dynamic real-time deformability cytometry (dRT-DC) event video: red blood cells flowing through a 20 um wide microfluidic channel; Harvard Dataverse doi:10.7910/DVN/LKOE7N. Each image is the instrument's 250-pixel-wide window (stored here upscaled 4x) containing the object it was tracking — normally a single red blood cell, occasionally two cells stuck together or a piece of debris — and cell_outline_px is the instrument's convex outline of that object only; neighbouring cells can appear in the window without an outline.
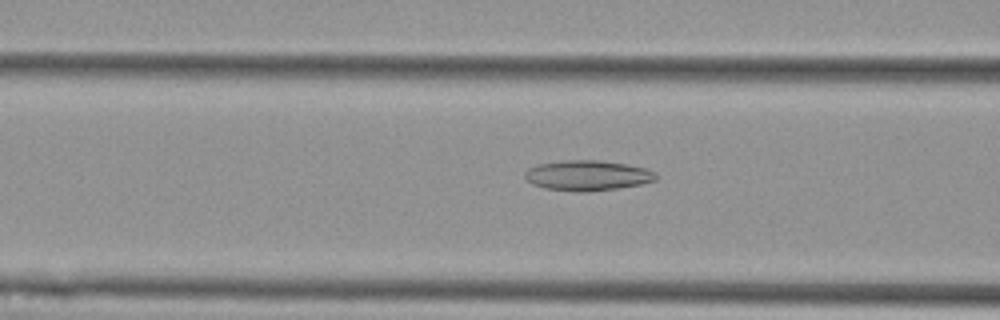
{"species": "Egyptian fruit bat (a non-hibernating species)", "species_latin": "Rousettus aegyptiacus", "temperature_condition": "cold", "stored_images_in_passage": 33, "camera_frame_rate_fps": 3000, "um_per_image_px": 0.085, "animal": {"sex": "female"}, "frame": {"image": 1, "passage_image": 7, "time_ms": 2.0, "image_size_px": [1000, 320], "cell_outline_px": [[656, 180], [644, 184], [588, 192], [576, 192], [544, 188], [532, 184], [524, 176], [524, 172], [528, 168], [536, 164], [564, 160], [600, 160], [628, 164], [648, 168], [656, 172]], "centroid_in_image_um": [49.95, 14.91], "position_along_channel_um": 116.7, "area_um2": 23.47}}
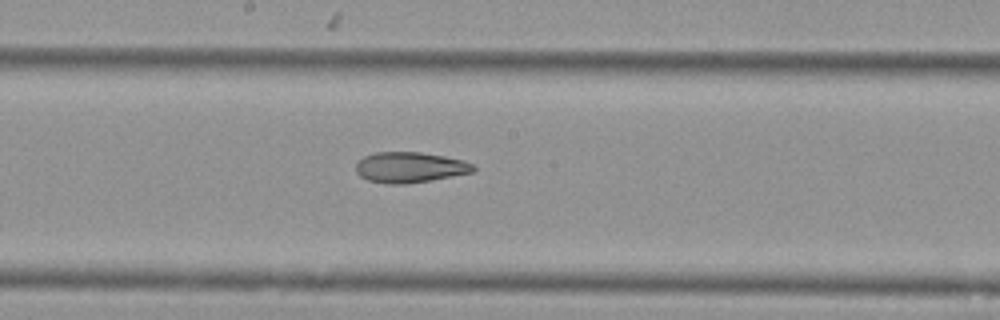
{"frame": {"image": 2, "passage_image": 15, "time_ms": 4.667, "image_size_px": [1000, 320], "cell_outline_px": [[476, 168], [472, 172], [452, 176], [404, 184], [388, 184], [368, 180], [360, 176], [356, 172], [356, 164], [364, 156], [376, 152], [420, 152], [444, 156], [464, 160], [472, 164]], "centroid_in_image_um": [34.82, 14.22], "position_along_channel_um": 213.4, "area_um2": 20.75}}
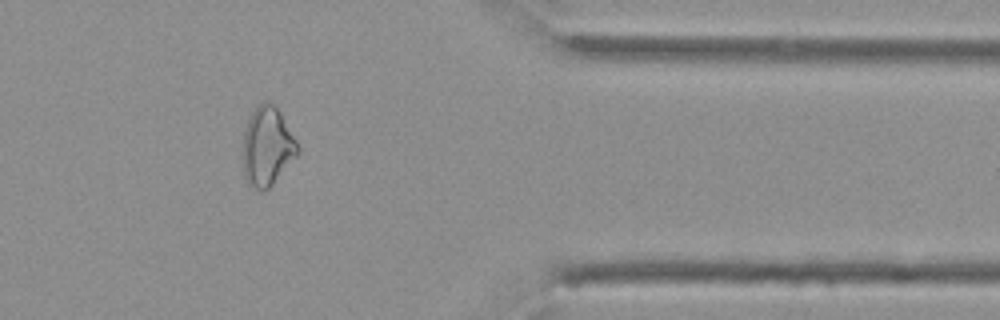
{"frame": {"image": 3, "passage_image": 31, "time_ms": 10.0, "image_size_px": [1000, 320], "cell_outline_px": [[300, 152], [272, 184], [268, 188], [256, 188], [248, 184], [244, 180], [244, 132], [248, 120], [252, 112], [260, 104], [268, 100], [280, 112], [296, 140], [300, 148]], "centroid_in_image_um": [22.73, 12.44], "position_along_channel_um": 388.7, "area_um2": 24.62}, "authors_computed_cell_mechanics": {"area_um2": 21.5594, "velocity_mm_per_s": 3.6273, "shape_relaxation_time_tau1_ms": null, "shape_relaxation_time_tau2_ms": 7.0732, "deformation_change_tau1": null, "deformation_change_tau2": 0.1768}}